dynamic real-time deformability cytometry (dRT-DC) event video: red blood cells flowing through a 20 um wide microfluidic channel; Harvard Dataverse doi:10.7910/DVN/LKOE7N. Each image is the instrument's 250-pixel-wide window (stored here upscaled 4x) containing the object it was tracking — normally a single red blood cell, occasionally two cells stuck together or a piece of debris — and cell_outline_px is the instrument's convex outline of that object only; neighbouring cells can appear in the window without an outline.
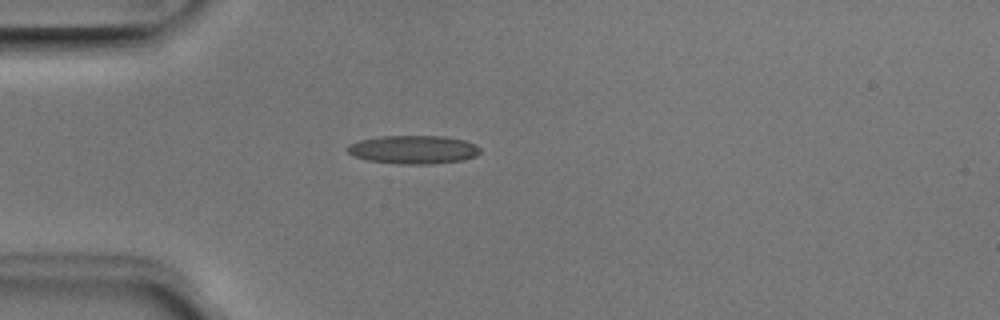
{"species": "Egyptian fruit bat (a non-hibernating species)", "species_latin": "Rousettus aegyptiacus", "temperature_condition": "room temperature", "stored_images_in_passage": 1, "camera_frame_rate_fps": 3000, "um_per_image_px": 0.085, "animal": {"sex": "male"}, "frame": {"image": 1, "passage_image": 1, "time_ms": 0.0, "image_size_px": [1000, 320], "cell_outline_px": [[480, 152], [476, 156], [464, 160], [432, 164], [400, 164], [368, 160], [356, 156], [348, 152], [348, 144], [360, 140], [380, 136], [444, 136], [464, 140], [476, 144], [480, 148]], "centroid_in_image_um": [35.18, 12.71], "position_along_channel_um": 49.8, "area_um2": 21.96}}